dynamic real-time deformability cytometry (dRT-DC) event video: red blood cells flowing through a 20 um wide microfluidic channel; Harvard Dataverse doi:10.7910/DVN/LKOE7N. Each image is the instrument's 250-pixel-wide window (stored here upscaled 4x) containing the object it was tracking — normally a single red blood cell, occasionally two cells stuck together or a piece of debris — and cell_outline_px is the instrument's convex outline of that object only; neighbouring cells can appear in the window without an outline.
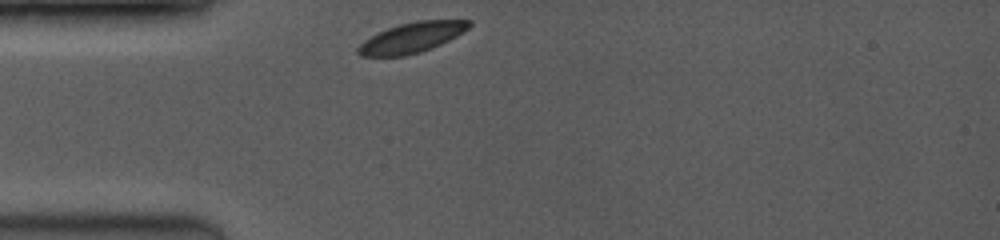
{"species": "common noctule bat (a hibernating species)", "species_latin": "Nyctalus noctula", "temperature_condition": "room temperature", "stored_images_in_passage": 45, "camera_frame_rate_fps": 3500, "um_per_image_px": 0.085, "animal": {"sex": "female", "body_mass_g": 19.0, "forearm_length_mm": 53.3}, "frame": {"image": 1, "passage_image": 1, "time_ms": 0.0, "image_size_px": [1000, 240], "cell_outline_px": [[472, 24], [464, 32], [432, 48], [420, 52], [404, 56], [360, 56], [356, 52], [356, 48], [364, 40], [388, 28], [400, 24], [416, 20], [472, 20]], "centroid_in_image_um": [35.0, 3.2], "position_along_channel_um": 50.0, "area_um2": 19.48}}
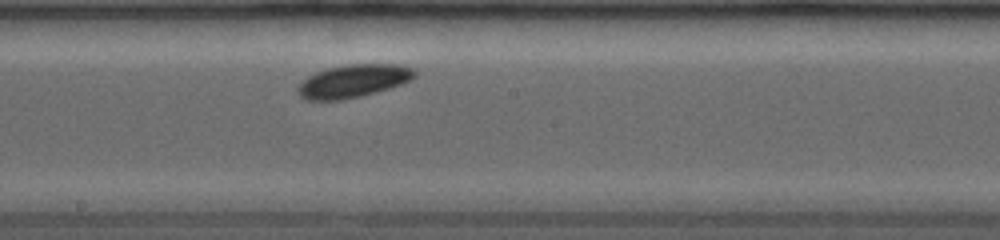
{"frame": {"image": 2, "passage_image": 23, "time_ms": 4.571, "image_size_px": [1000, 240], "cell_outline_px": [[416, 76], [400, 84], [388, 88], [360, 96], [340, 100], [308, 100], [300, 96], [296, 92], [296, 88], [308, 76], [316, 72], [328, 68], [348, 64], [396, 64], [412, 68], [416, 72]], "centroid_in_image_um": [29.99, 6.88], "position_along_channel_um": 218.2, "area_um2": 22.14}}
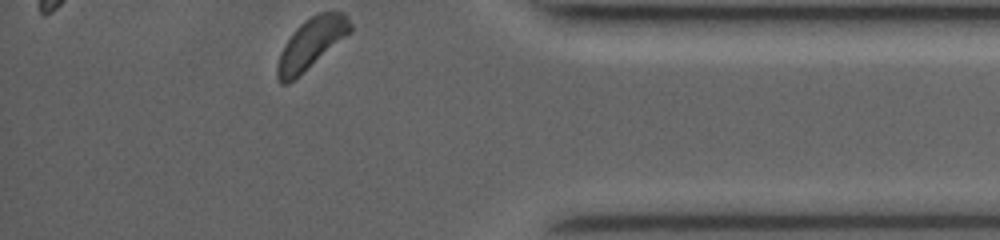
{"frame": {"image": 3, "passage_image": 44, "time_ms": 9.714, "image_size_px": [1000, 240], "cell_outline_px": [[352, 32], [288, 84], [280, 84], [276, 76], [276, 68], [280, 52], [284, 44], [296, 28], [304, 20], [320, 12], [344, 12], [348, 16], [352, 24]], "centroid_in_image_um": [26.45, 3.69], "position_along_channel_um": 408.7, "area_um2": 21.44}}